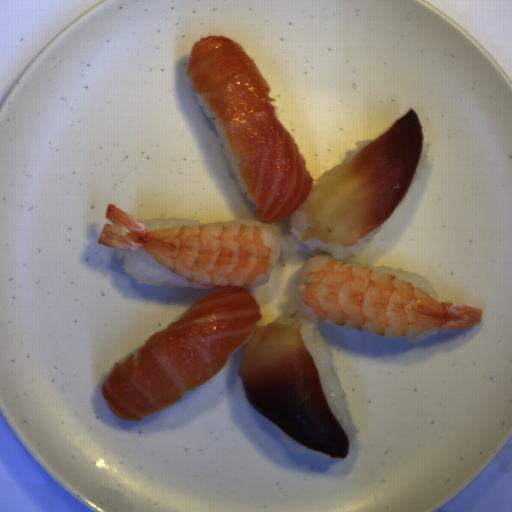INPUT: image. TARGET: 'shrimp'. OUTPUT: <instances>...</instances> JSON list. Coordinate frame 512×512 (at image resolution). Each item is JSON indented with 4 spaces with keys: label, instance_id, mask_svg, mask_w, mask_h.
I'll list each match as a JSON object with an SVG mask.
<instances>
[{
    "label": "shrimp",
    "instance_id": "obj_1",
    "mask_svg": "<svg viewBox=\"0 0 512 512\" xmlns=\"http://www.w3.org/2000/svg\"><path fill=\"white\" fill-rule=\"evenodd\" d=\"M299 275L297 309L308 322L400 338L433 329L457 332L483 322L482 307L437 300L406 279L346 258L316 254Z\"/></svg>",
    "mask_w": 512,
    "mask_h": 512
},
{
    "label": "shrimp",
    "instance_id": "obj_2",
    "mask_svg": "<svg viewBox=\"0 0 512 512\" xmlns=\"http://www.w3.org/2000/svg\"><path fill=\"white\" fill-rule=\"evenodd\" d=\"M106 218L109 223L102 225L97 244L145 251L189 282L212 287L265 285L281 257L279 235L272 226L239 223L146 230L111 203Z\"/></svg>",
    "mask_w": 512,
    "mask_h": 512
}]
</instances>
